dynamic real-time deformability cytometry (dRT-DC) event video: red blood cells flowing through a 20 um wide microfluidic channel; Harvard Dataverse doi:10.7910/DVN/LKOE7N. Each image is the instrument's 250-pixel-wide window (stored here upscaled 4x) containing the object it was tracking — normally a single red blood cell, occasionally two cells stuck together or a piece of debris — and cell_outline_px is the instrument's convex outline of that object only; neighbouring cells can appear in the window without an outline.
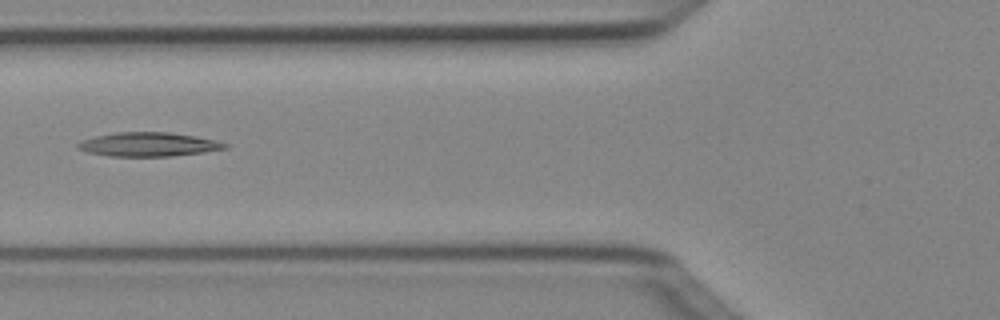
{"species": "Egyptian fruit bat (a non-hibernating species)", "species_latin": "Rousettus aegyptiacus", "temperature_condition": "cold", "stored_images_in_passage": 5, "camera_frame_rate_fps": 3000, "um_per_image_px": 0.085, "animal": {"sex": "female"}, "frame": {"image": 1, "passage_image": 5, "time_ms": 1.333, "image_size_px": [1000, 320], "cell_outline_px": [[228, 148], [204, 152], [172, 156], [108, 156], [88, 152], [76, 148], [76, 144], [80, 140], [92, 136], [116, 132], [168, 132], [196, 136], [228, 144]], "centroid_in_image_um": [12.55, 12.27], "position_along_channel_um": 113.2, "area_um2": 20.63}}